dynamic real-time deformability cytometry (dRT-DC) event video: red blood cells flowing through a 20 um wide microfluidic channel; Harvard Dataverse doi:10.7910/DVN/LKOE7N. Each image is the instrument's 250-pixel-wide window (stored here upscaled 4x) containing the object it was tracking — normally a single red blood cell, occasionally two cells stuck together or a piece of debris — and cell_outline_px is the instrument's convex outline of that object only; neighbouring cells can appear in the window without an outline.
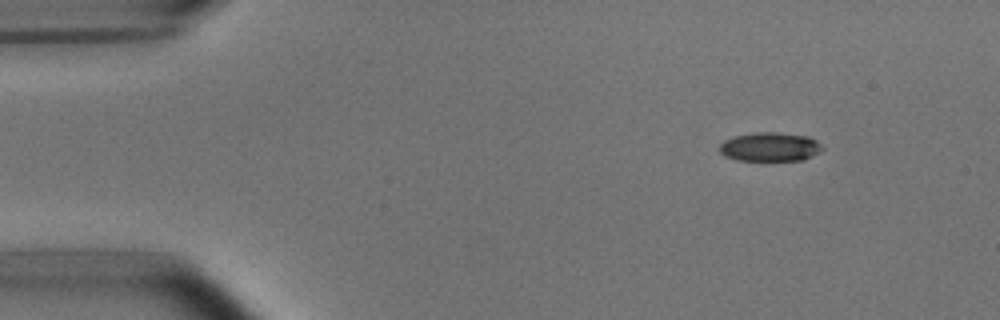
{"species": "common noctule bat (a hibernating species)", "species_latin": "Nyctalus noctula", "temperature_condition": "room temperature", "stored_images_in_passage": 5, "camera_frame_rate_fps": 3000, "um_per_image_px": 0.085, "animal": {"sex": "male", "body_mass_g": 15.6}, "frame": {"image": 1, "passage_image": 1, "time_ms": 0.0, "image_size_px": [1000, 320], "cell_outline_px": [[824, 148], [820, 152], [804, 160], [736, 160], [724, 156], [720, 152], [720, 144], [724, 140], [732, 136], [756, 132], [776, 132], [808, 136], [816, 140]], "centroid_in_image_um": [65.44, 12.48], "position_along_channel_um": 19.6, "area_um2": 17.46}}